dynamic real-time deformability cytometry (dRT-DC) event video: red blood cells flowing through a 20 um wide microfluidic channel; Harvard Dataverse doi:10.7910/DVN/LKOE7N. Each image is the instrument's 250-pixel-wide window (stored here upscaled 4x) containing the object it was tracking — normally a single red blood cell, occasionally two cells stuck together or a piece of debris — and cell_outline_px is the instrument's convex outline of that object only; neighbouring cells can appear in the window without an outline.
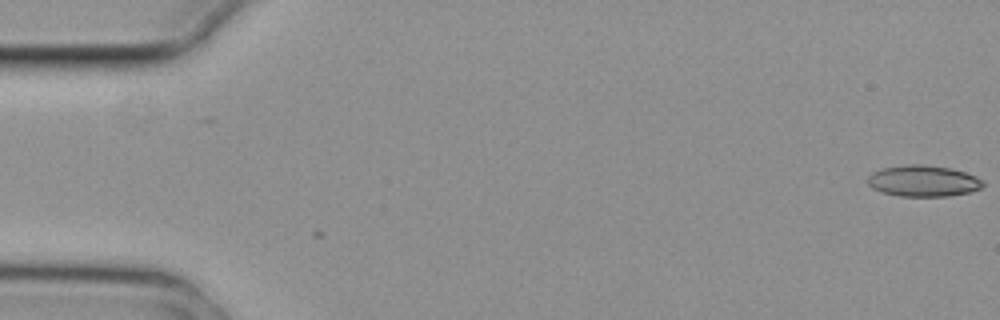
{"species": "common noctule bat (a hibernating species)", "species_latin": "Nyctalus noctula", "temperature_condition": "cold", "stored_images_in_passage": 3, "camera_frame_rate_fps": 3000, "um_per_image_px": 0.085, "animal": {"sex": "female", "body_mass_g": 29.2, "forearm_length_mm": 56.3}, "frame": {"image": 1, "passage_image": 1, "time_ms": 0.0, "image_size_px": [1000, 320], "cell_outline_px": [[984, 184], [980, 188], [968, 192], [948, 196], [900, 196], [880, 192], [872, 188], [868, 184], [868, 176], [872, 172], [880, 168], [908, 164], [920, 164], [948, 168], [964, 172], [976, 176], [984, 180]], "centroid_in_image_um": [78.44, 15.38], "position_along_channel_um": 6.6, "area_um2": 20.98}}
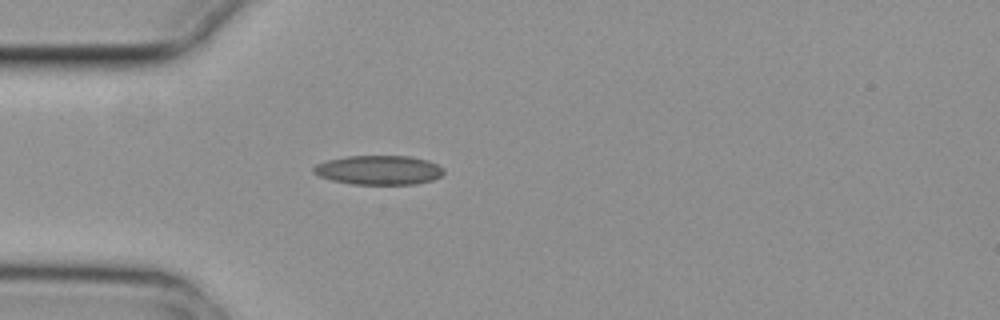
{"frame": {"image": 2, "passage_image": 3, "time_ms": 0.667, "image_size_px": [1000, 320], "cell_outline_px": [[444, 172], [440, 176], [432, 180], [416, 184], [352, 184], [332, 180], [320, 176], [312, 172], [312, 168], [316, 164], [328, 160], [348, 156], [412, 156], [428, 160], [444, 168]], "centroid_in_image_um": [32.21, 14.45], "position_along_channel_um": 52.8, "area_um2": 22.2}}